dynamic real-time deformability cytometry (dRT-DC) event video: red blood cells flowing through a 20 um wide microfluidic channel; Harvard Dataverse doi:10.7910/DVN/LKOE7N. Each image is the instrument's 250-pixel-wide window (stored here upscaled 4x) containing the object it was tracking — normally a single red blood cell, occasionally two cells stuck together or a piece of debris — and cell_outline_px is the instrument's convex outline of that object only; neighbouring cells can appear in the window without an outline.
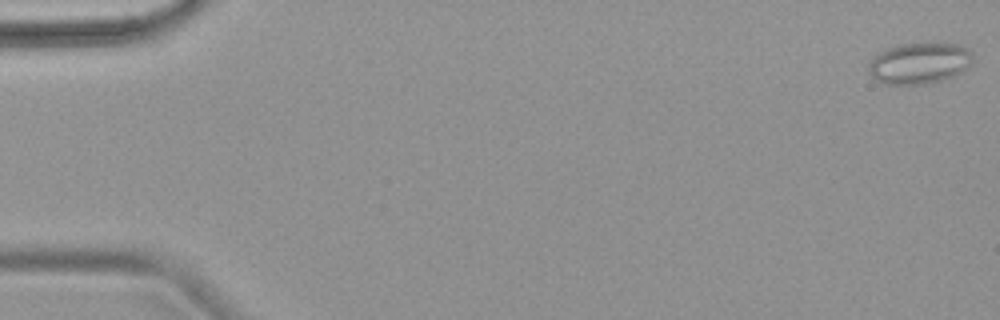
{"species": "common noctule bat (a hibernating species)", "species_latin": "Nyctalus noctula", "temperature_condition": "warm", "stored_images_in_passage": 8, "camera_frame_rate_fps": 3000, "um_per_image_px": 0.085, "animal": {"sex": "female", "body_mass_g": 18.4}, "frame": {"image": 1, "passage_image": 1, "time_ms": 0.0, "image_size_px": [1000, 320], "cell_outline_px": [[972, 64], [960, 72], [952, 76], [940, 80], [924, 84], [884, 84], [876, 80], [868, 72], [868, 64], [884, 48], [900, 44], [956, 44], [968, 48], [972, 52]], "centroid_in_image_um": [78.13, 5.38], "position_along_channel_um": 6.9, "area_um2": 24.8}}
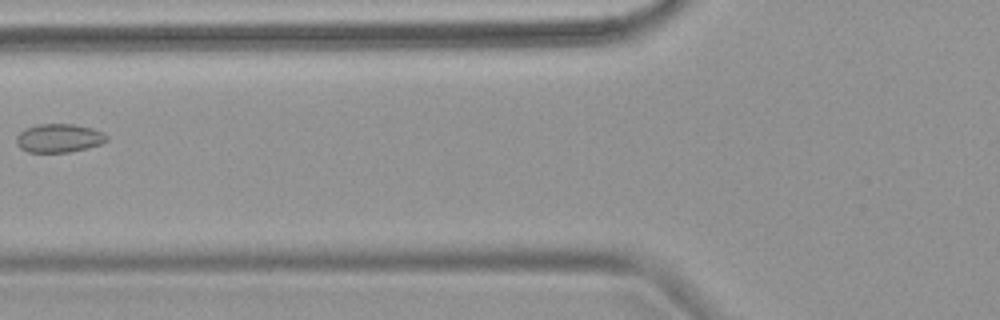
{"frame": {"image": 2, "passage_image": 7, "time_ms": 7.0, "image_size_px": [1000, 320], "cell_outline_px": [[108, 140], [100, 144], [88, 148], [68, 152], [28, 152], [20, 148], [16, 144], [16, 136], [24, 128], [40, 124], [72, 124], [92, 128], [108, 136]], "centroid_in_image_um": [4.98, 11.74], "position_along_channel_um": 120.8, "area_um2": 15.03}}
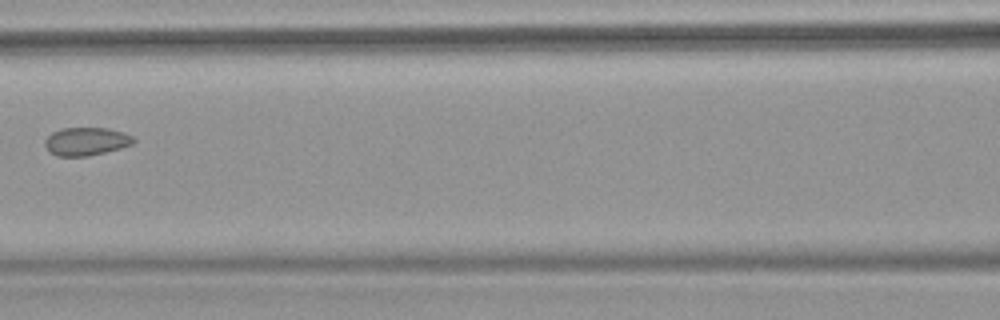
{"frame": {"image": 3, "passage_image": 8, "time_ms": 8.0, "image_size_px": [1000, 320], "cell_outline_px": [[136, 140], [132, 144], [120, 148], [88, 156], [56, 156], [48, 152], [44, 144], [44, 140], [52, 132], [60, 128], [108, 128], [124, 132], [132, 136]], "centroid_in_image_um": [7.29, 12.01], "position_along_channel_um": 159.3, "area_um2": 14.62}}